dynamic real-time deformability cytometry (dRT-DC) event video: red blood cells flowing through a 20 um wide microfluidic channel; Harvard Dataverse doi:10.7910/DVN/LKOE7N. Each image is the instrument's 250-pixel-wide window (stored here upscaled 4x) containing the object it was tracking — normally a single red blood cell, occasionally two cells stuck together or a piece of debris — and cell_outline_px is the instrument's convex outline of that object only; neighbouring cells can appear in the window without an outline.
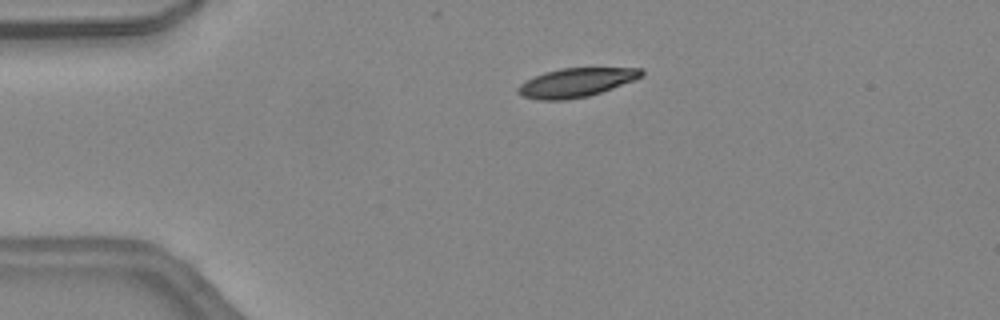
{"species": "common noctule bat (a hibernating species)", "species_latin": "Nyctalus noctula", "temperature_condition": "warm", "stored_images_in_passage": 28, "camera_frame_rate_fps": 3000, "um_per_image_px": 0.085, "animal": {"sex": "female", "body_mass_g": 24.6, "forearm_length_mm": 56.2}, "frame": {"image": 1, "passage_image": 1, "time_ms": 0.0, "image_size_px": [1000, 320], "cell_outline_px": [[644, 76], [612, 88], [588, 96], [568, 100], [536, 100], [524, 96], [516, 92], [516, 88], [524, 80], [544, 72], [560, 68], [644, 68]], "centroid_in_image_um": [48.93, 7.01], "position_along_channel_um": 36.1, "area_um2": 20.92}}
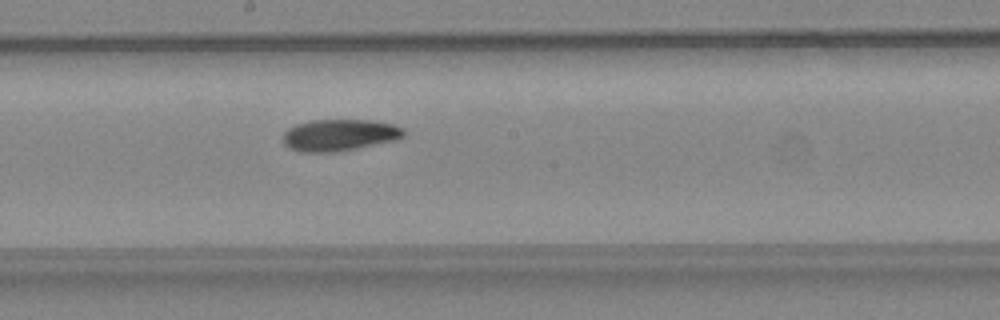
{"frame": {"image": 2, "passage_image": 16, "time_ms": 5.0, "image_size_px": [1000, 320], "cell_outline_px": [[404, 136], [396, 140], [336, 152], [300, 152], [288, 148], [284, 144], [284, 132], [288, 128], [296, 124], [312, 120], [372, 120], [392, 124], [404, 128]], "centroid_in_image_um": [28.84, 11.48], "position_along_channel_um": 219.4, "area_um2": 22.31}}
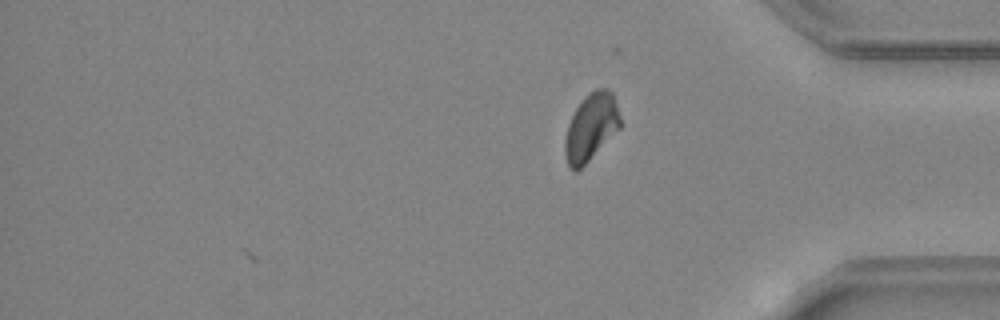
{"frame": {"image": 3, "passage_image": 28, "time_ms": 9.0, "image_size_px": [1000, 320], "cell_outline_px": [[624, 124], [576, 172], [572, 172], [568, 168], [564, 156], [564, 140], [568, 124], [580, 100], [588, 92], [596, 88], [608, 88], [612, 92]], "centroid_in_image_um": [50.23, 10.79], "position_along_channel_um": 385.0, "area_um2": 22.02}, "authors_computed_cell_mechanics": {"area_um2": 22.4264, "velocity_mm_per_s": 4.4791, "shape_relaxation_time_tau1_ms": 4.052, "shape_relaxation_time_tau2_ms": 2.6733, "deformation_change_tau1": 0.1579, "deformation_change_tau2": 0.0735}}